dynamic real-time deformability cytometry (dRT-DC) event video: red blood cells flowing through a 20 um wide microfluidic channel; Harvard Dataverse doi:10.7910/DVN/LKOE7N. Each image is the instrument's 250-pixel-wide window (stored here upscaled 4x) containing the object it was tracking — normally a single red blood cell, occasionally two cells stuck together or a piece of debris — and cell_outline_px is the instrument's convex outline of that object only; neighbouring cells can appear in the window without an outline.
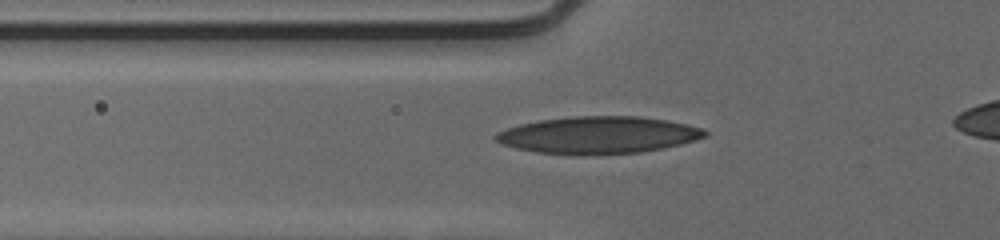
{"species": "human", "species_latin": "Homo sapiens", "temperature_condition": "cold", "stored_images_in_passage": 32, "camera_frame_rate_fps": 3000, "um_per_image_px": 0.085, "donor": {"sex": "male"}, "frame": {"image": 1, "passage_image": 2, "time_ms": 0.333, "image_size_px": [1000, 240], "cell_outline_px": [[708, 136], [680, 144], [640, 152], [536, 152], [516, 148], [504, 144], [496, 140], [492, 136], [496, 132], [520, 124], [540, 120], [572, 116], [640, 116], [668, 120], [688, 124], [704, 128], [708, 132]], "centroid_in_image_um": [50.9, 11.42], "position_along_channel_um": 74.9, "area_um2": 44.04}}
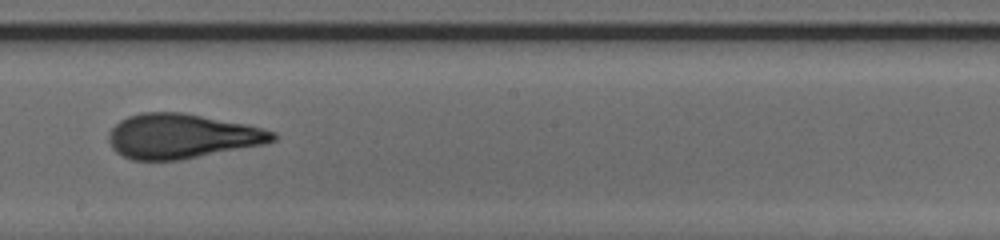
{"frame": {"image": 2, "passage_image": 14, "time_ms": 4.333, "image_size_px": [1000, 240], "cell_outline_px": [[276, 140], [264, 144], [180, 160], [132, 160], [116, 152], [112, 148], [108, 140], [108, 132], [120, 120], [128, 116], [140, 112], [180, 112], [248, 124], [276, 132]], "centroid_in_image_um": [15.44, 11.57], "position_along_channel_um": 232.8, "area_um2": 42.71}}
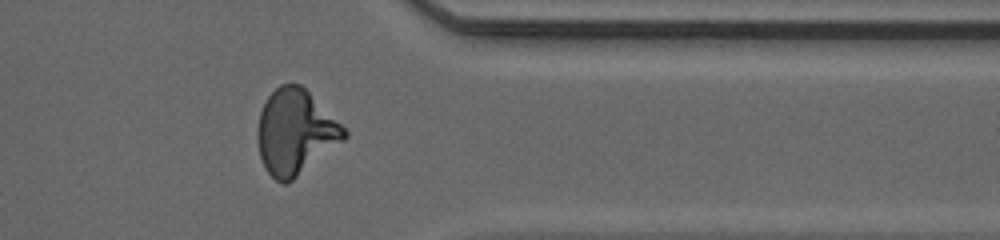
{"frame": {"image": 3, "passage_image": 26, "time_ms": 8.333, "image_size_px": [1000, 240], "cell_outline_px": [[348, 136], [344, 140], [292, 180], [284, 184], [276, 180], [264, 168], [260, 156], [256, 140], [256, 128], [260, 112], [268, 96], [280, 84], [300, 84], [348, 132]], "centroid_in_image_um": [25.05, 11.24], "position_along_channel_um": 386.3, "area_um2": 42.31}}